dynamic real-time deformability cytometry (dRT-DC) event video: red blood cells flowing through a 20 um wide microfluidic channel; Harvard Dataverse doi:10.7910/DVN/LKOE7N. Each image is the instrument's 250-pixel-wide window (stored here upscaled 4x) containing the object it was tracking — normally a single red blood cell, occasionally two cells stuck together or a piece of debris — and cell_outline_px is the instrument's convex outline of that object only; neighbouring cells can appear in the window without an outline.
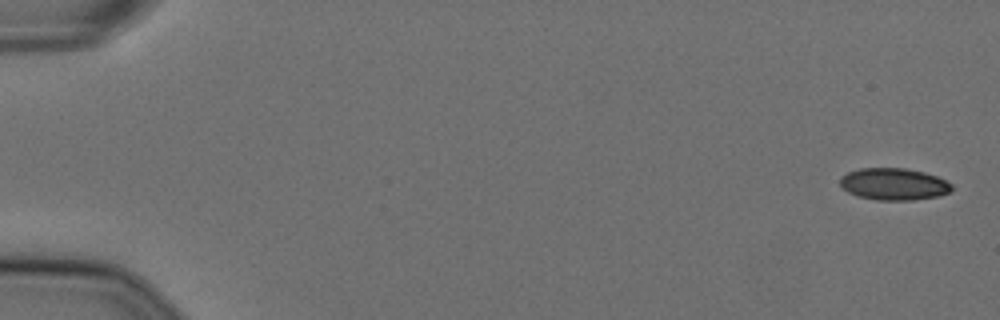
{"species": "Egyptian fruit bat (a non-hibernating species)", "species_latin": "Rousettus aegyptiacus", "temperature_condition": "cold", "stored_images_in_passage": 53, "camera_frame_rate_fps": 3000, "um_per_image_px": 0.085, "animal": {"sex": "female"}, "frame": {"image": 1, "passage_image": 1, "time_ms": 0.0, "image_size_px": [1000, 320], "cell_outline_px": [[952, 188], [948, 192], [940, 196], [912, 200], [876, 200], [856, 196], [848, 192], [840, 184], [840, 176], [848, 172], [860, 168], [904, 168], [924, 172], [936, 176], [952, 184]], "centroid_in_image_um": [75.95, 15.65], "position_along_channel_um": 9.0, "area_um2": 20.81}}
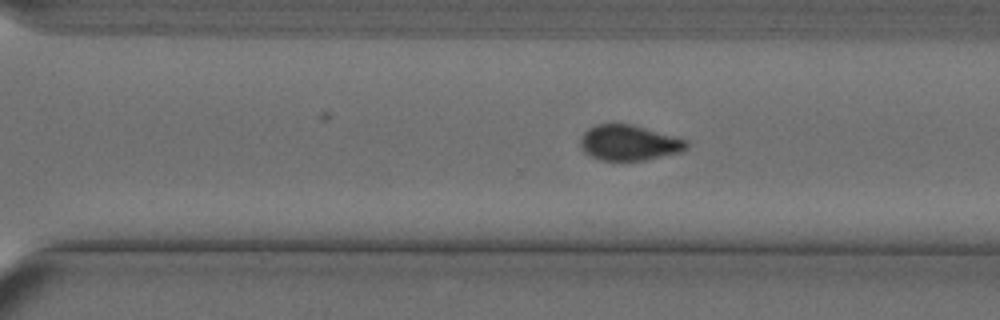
{"frame": {"image": 2, "passage_image": 39, "time_ms": 12.667, "image_size_px": [1000, 320], "cell_outline_px": [[688, 148], [680, 152], [644, 160], [600, 160], [584, 152], [580, 144], [580, 140], [584, 132], [588, 128], [596, 124], [632, 124], [688, 140]], "centroid_in_image_um": [53.47, 12.13], "position_along_channel_um": 317.1, "area_um2": 21.79}}
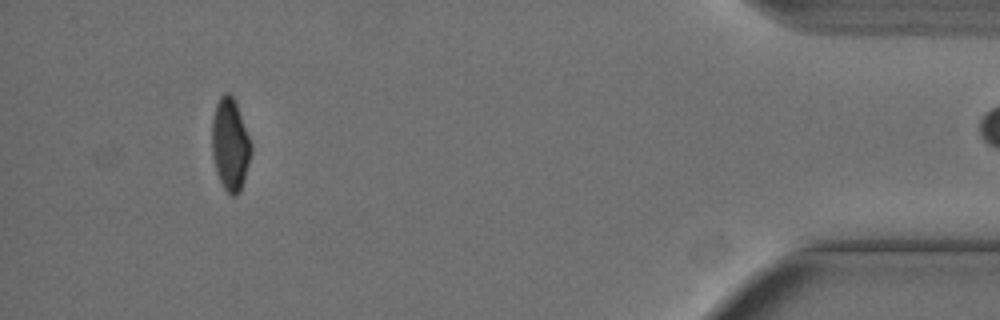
{"frame": {"image": 3, "passage_image": 52, "time_ms": 17.0, "image_size_px": [1000, 320], "cell_outline_px": [[252, 152], [244, 180], [240, 192], [236, 196], [232, 196], [224, 188], [216, 172], [212, 152], [212, 120], [216, 104], [220, 96], [224, 92], [228, 92], [236, 100], [252, 144]], "centroid_in_image_um": [19.58, 12.26], "position_along_channel_um": 415.6, "area_um2": 21.27}}